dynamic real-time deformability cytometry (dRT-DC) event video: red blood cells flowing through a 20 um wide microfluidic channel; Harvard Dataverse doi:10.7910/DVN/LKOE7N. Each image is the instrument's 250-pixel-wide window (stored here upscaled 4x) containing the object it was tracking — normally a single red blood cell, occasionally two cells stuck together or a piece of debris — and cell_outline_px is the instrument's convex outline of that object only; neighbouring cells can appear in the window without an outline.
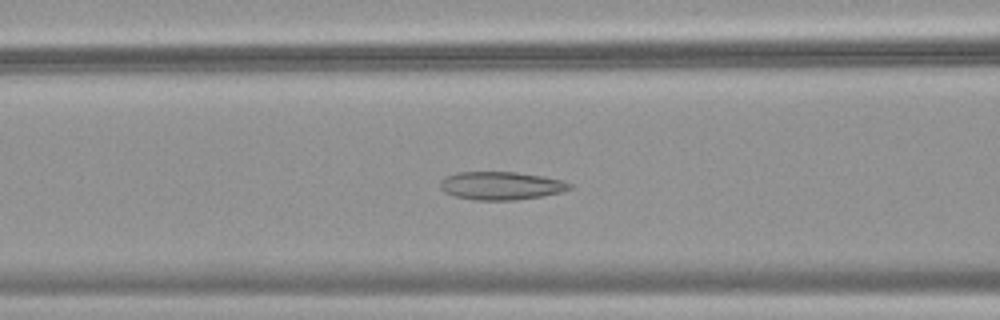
{"species": "common noctule bat (a hibernating species)", "species_latin": "Nyctalus noctula", "temperature_condition": "warm", "stored_images_in_passage": 51, "camera_frame_rate_fps": 3000, "um_per_image_px": 0.085, "animal": {"sex": "female", "body_mass_g": 18.4}, "frame": {"image": 1, "passage_image": 22, "time_ms": 7.0, "image_size_px": [1000, 320], "cell_outline_px": [[572, 188], [564, 192], [516, 200], [476, 200], [456, 196], [444, 192], [440, 188], [440, 180], [444, 176], [456, 172], [516, 172], [544, 176], [564, 180], [572, 184]], "centroid_in_image_um": [42.6, 15.77], "position_along_channel_um": 124.0, "area_um2": 21.44}}
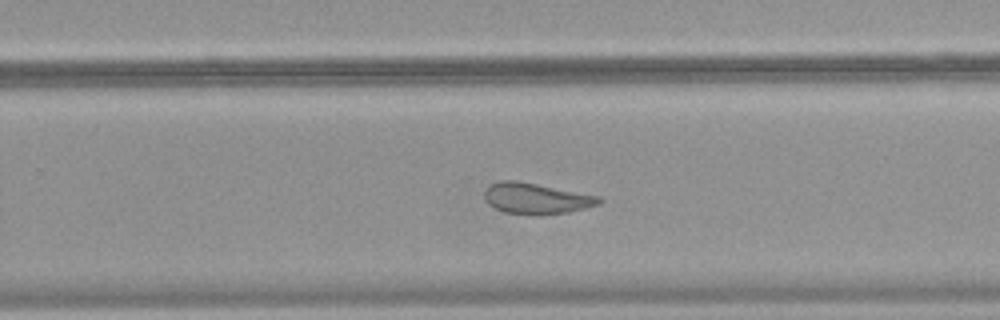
{"frame": {"image": 2, "passage_image": 34, "time_ms": 11.0, "image_size_px": [1000, 320], "cell_outline_px": [[604, 200], [600, 204], [568, 212], [504, 212], [488, 204], [484, 200], [484, 192], [488, 184], [500, 180], [516, 180], [600, 196]], "centroid_in_image_um": [45.55, 16.81], "position_along_channel_um": 284.2, "area_um2": 20.0}}
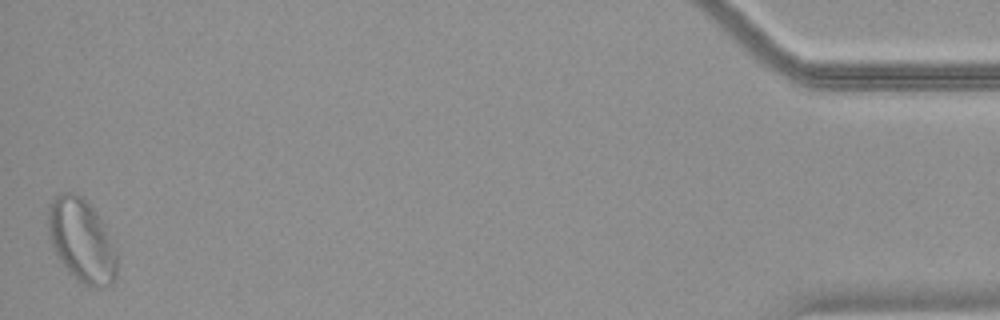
{"frame": {"image": 3, "passage_image": 51, "time_ms": 16.667, "image_size_px": [1000, 320], "cell_outline_px": [[116, 276], [112, 284], [96, 288], [88, 288], [72, 276], [68, 272], [60, 260], [48, 236], [48, 208], [52, 200], [56, 196], [64, 192], [72, 192], [80, 196], [96, 212], [116, 240]], "centroid_in_image_um": [6.97, 20.47], "position_along_channel_um": 428.2, "area_um2": 33.81}}